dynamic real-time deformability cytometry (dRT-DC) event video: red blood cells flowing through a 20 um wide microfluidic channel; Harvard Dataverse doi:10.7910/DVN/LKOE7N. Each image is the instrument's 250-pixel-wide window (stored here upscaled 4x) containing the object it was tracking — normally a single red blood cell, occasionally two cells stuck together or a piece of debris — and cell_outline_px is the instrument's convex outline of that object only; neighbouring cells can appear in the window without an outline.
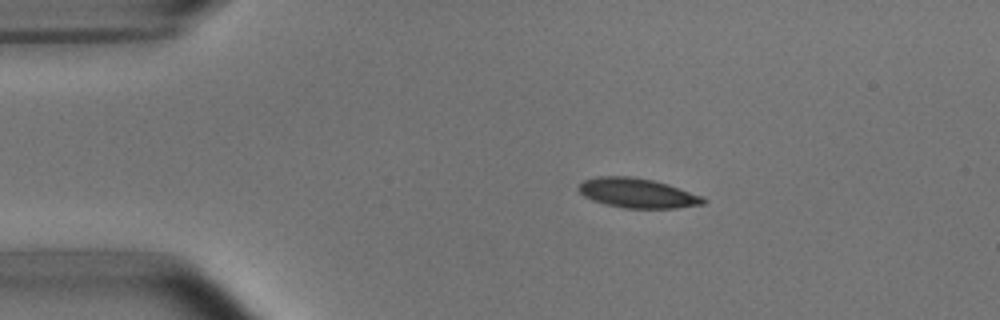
{"species": "common noctule bat (a hibernating species)", "species_latin": "Nyctalus noctula", "temperature_condition": "room temperature", "stored_images_in_passage": 7, "camera_frame_rate_fps": 3000, "um_per_image_px": 0.085, "animal": {"sex": "male", "body_mass_g": 15.6}, "frame": {"image": 1, "passage_image": 2, "time_ms": 1.333, "image_size_px": [1000, 320], "cell_outline_px": [[708, 200], [704, 204], [676, 208], [624, 208], [592, 200], [584, 196], [576, 188], [584, 180], [596, 176], [632, 176], [652, 180], [668, 184], [700, 196]], "centroid_in_image_um": [54.15, 16.4], "position_along_channel_um": 30.8, "area_um2": 21.39}}
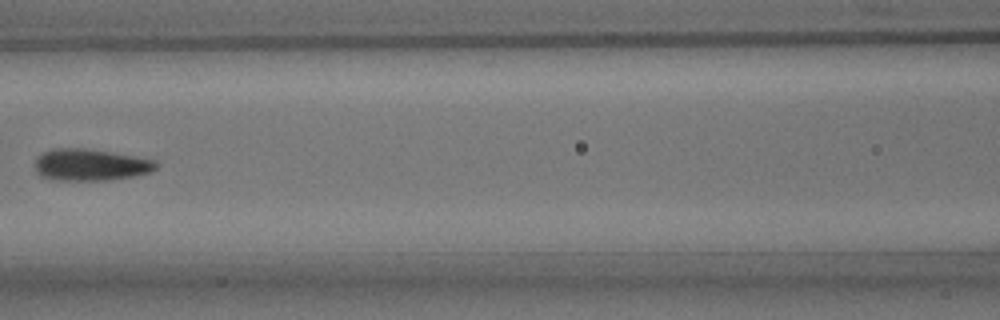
{"frame": {"image": 2, "passage_image": 6, "time_ms": 6.0, "image_size_px": [1000, 320], "cell_outline_px": [[160, 164], [152, 172], [132, 176], [108, 180], [52, 180], [40, 176], [36, 172], [36, 156], [52, 148], [88, 148], [156, 160]], "centroid_in_image_um": [7.69, 14.01], "position_along_channel_um": 158.9, "area_um2": 22.6}}
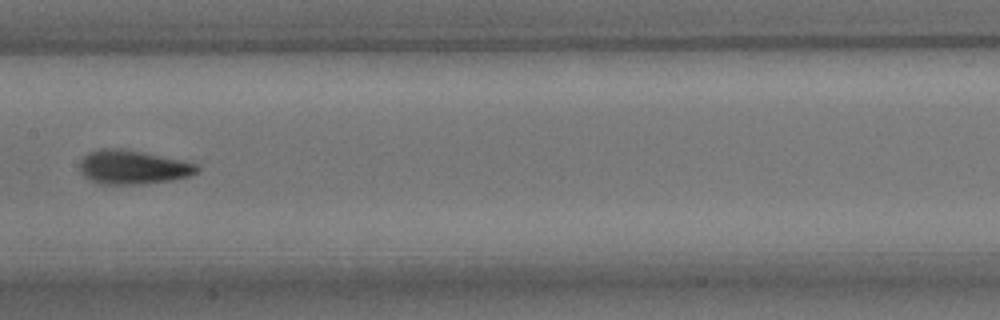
{"frame": {"image": 3, "passage_image": 7, "time_ms": 7.0, "image_size_px": [1000, 320], "cell_outline_px": [[200, 172], [192, 176], [172, 180], [140, 184], [100, 184], [84, 176], [80, 172], [80, 160], [88, 152], [104, 148], [124, 148], [180, 160], [196, 164], [200, 168]], "centroid_in_image_um": [11.31, 14.21], "position_along_channel_um": 196.1, "area_um2": 23.29}}